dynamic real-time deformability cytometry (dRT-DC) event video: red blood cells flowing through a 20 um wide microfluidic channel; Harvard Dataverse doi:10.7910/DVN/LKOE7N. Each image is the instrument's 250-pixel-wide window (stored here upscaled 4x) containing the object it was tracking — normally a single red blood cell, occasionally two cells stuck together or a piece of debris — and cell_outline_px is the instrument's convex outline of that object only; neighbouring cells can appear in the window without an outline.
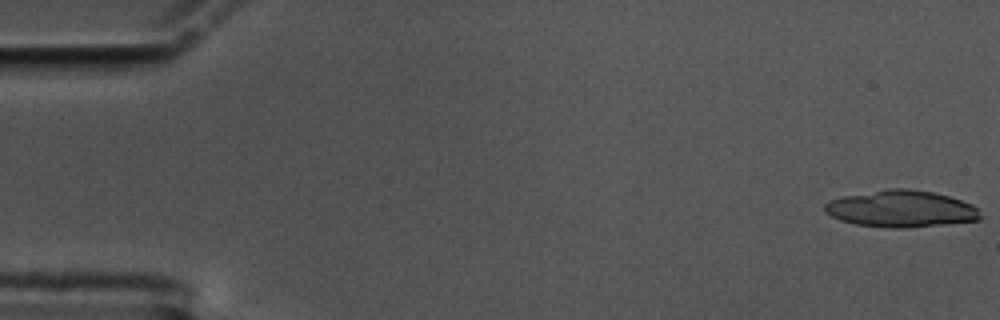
{"species": "common noctule bat (a hibernating species)", "species_latin": "Nyctalus noctula", "temperature_condition": "cold", "stored_images_in_passage": 33, "camera_frame_rate_fps": 3000, "um_per_image_px": 0.085, "animal": {"sex": "male", "body_mass_g": 17.5, "forearm_length_mm": 52.3}, "frame": {"image": 1, "passage_image": 1, "time_ms": 0.0, "image_size_px": [1000, 320], "cell_outline_px": [[980, 220], [948, 224], [908, 228], [892, 228], [856, 224], [840, 220], [824, 212], [824, 204], [828, 200], [844, 196], [888, 188], [908, 188], [932, 192], [948, 196], [972, 204], [976, 208], [980, 216]], "centroid_in_image_um": [76.57, 17.75], "position_along_channel_um": 8.4, "area_um2": 33.35}}
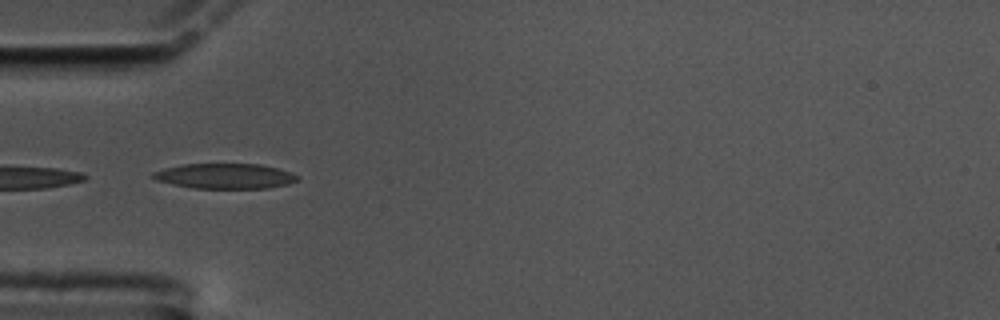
{"frame": {"image": 2, "passage_image": 19, "time_ms": 6.0, "image_size_px": [1000, 320], "cell_outline_px": [[300, 180], [288, 184], [268, 188], [192, 188], [172, 184], [156, 180], [152, 176], [152, 172], [164, 168], [184, 164], [260, 164], [292, 172]], "centroid_in_image_um": [19.12, 14.97], "position_along_channel_um": 65.9, "area_um2": 21.15}}